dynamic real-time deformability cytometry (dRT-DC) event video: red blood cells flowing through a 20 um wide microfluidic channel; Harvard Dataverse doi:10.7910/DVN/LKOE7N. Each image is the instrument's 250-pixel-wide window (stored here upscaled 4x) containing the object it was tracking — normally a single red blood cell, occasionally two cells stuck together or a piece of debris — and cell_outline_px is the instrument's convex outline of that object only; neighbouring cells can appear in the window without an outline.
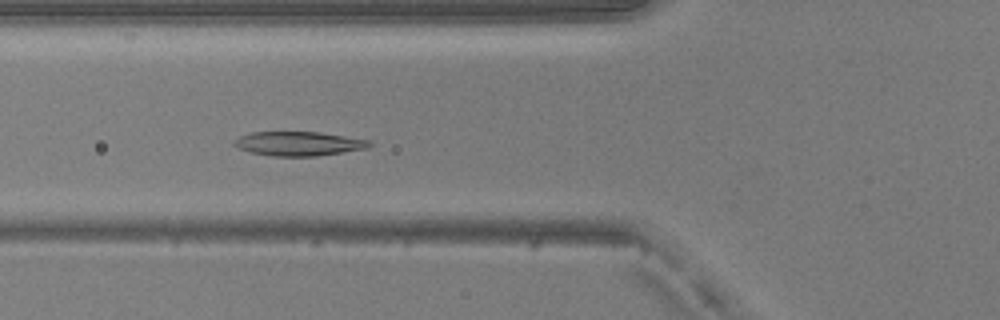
{"species": "common noctule bat (a hibernating species)", "species_latin": "Nyctalus noctula", "temperature_condition": "warm", "stored_images_in_passage": 50, "camera_frame_rate_fps": 3000, "um_per_image_px": 0.085, "animal": {"sex": "male", "body_mass_g": 20.5, "forearm_length_mm": 52.5}, "frame": {"image": 1, "passage_image": 19, "time_ms": 6.0, "image_size_px": [1000, 320], "cell_outline_px": [[372, 144], [368, 148], [316, 156], [272, 156], [252, 152], [240, 148], [232, 144], [232, 140], [240, 136], [252, 132], [320, 132], [372, 140]], "centroid_in_image_um": [25.41, 12.2], "position_along_channel_um": 100.4, "area_um2": 19.07}}
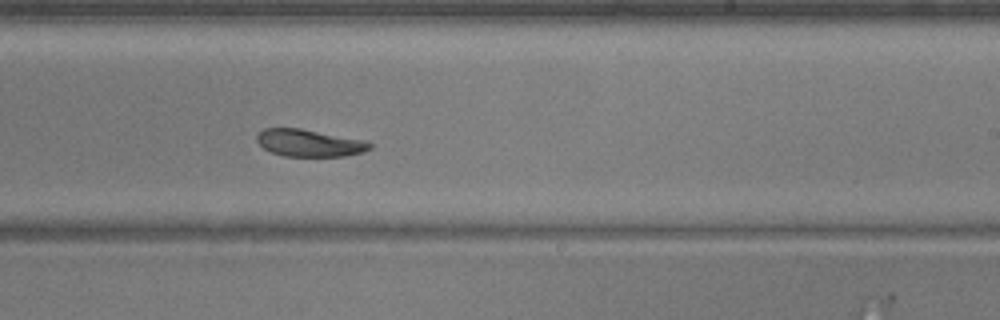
{"frame": {"image": 2, "passage_image": 31, "time_ms": 10.0, "image_size_px": [1000, 320], "cell_outline_px": [[372, 148], [364, 152], [344, 156], [284, 156], [272, 152], [264, 148], [256, 140], [256, 136], [264, 128], [300, 128], [364, 140], [372, 144]], "centroid_in_image_um": [26.3, 12.15], "position_along_channel_um": 262.7, "area_um2": 17.8}}
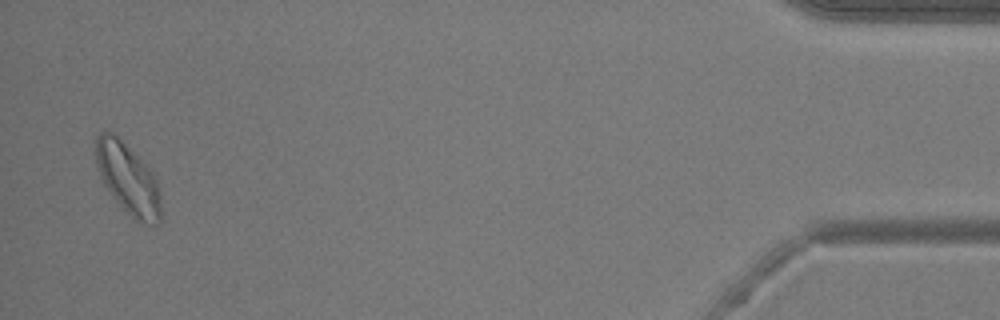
{"frame": {"image": 3, "passage_image": 49, "time_ms": 16.0, "image_size_px": [1000, 320], "cell_outline_px": [[160, 224], [148, 224], [136, 220], [116, 200], [104, 184], [100, 176], [96, 164], [96, 136], [100, 132], [112, 132], [148, 168], [156, 180], [160, 196]], "centroid_in_image_um": [10.86, 15.21], "position_along_channel_um": 424.3, "area_um2": 25.95}, "authors_computed_cell_mechanics": {"area_um2": 19.9699, "velocity_mm_per_s": 4.0502, "shape_relaxation_time_tau1_ms": 1.936, "shape_relaxation_time_tau2_ms": null, "deformation_change_tau1": 0.0959, "deformation_change_tau2": null}}